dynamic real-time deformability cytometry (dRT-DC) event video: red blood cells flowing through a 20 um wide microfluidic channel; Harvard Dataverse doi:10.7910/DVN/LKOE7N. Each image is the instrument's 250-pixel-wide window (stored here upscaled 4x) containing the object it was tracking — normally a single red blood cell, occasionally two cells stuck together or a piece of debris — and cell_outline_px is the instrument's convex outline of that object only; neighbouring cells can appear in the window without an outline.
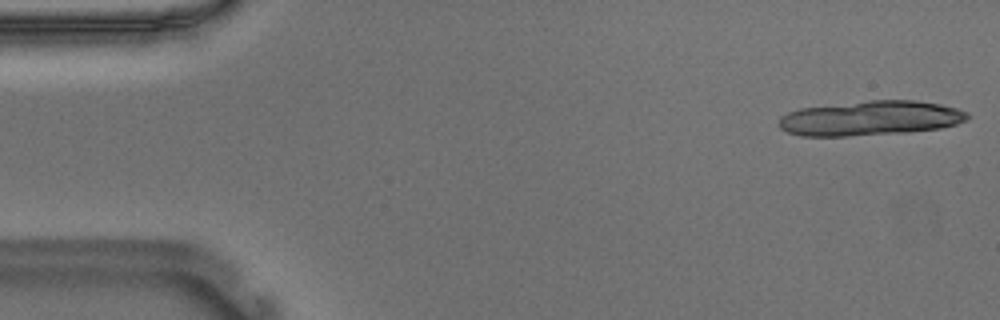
{"species": "Egyptian fruit bat (a non-hibernating species)", "species_latin": "Rousettus aegyptiacus", "temperature_condition": "warm", "stored_images_in_passage": 12, "camera_frame_rate_fps": 3000, "um_per_image_px": 0.085, "animal": {"sex": "male"}, "frame": {"image": 1, "passage_image": 1, "time_ms": 0.0, "image_size_px": [1000, 320], "cell_outline_px": [[968, 120], [956, 124], [940, 128], [908, 132], [848, 136], [800, 136], [788, 132], [780, 128], [780, 116], [788, 112], [800, 108], [868, 100], [916, 100], [940, 104], [956, 108], [968, 112]], "centroid_in_image_um": [73.99, 10.04], "position_along_channel_um": 11.0, "area_um2": 38.21}}